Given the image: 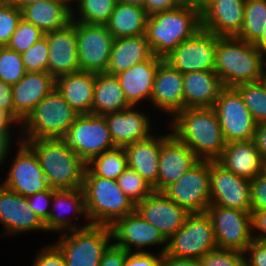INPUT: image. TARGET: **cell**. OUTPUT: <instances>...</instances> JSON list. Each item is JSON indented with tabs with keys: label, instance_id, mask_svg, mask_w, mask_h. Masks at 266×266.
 <instances>
[{
	"label": "cell",
	"instance_id": "ab89813d",
	"mask_svg": "<svg viewBox=\"0 0 266 266\" xmlns=\"http://www.w3.org/2000/svg\"><path fill=\"white\" fill-rule=\"evenodd\" d=\"M123 193L135 204L153 192V188L135 170L127 168L118 178Z\"/></svg>",
	"mask_w": 266,
	"mask_h": 266
},
{
	"label": "cell",
	"instance_id": "681fc988",
	"mask_svg": "<svg viewBox=\"0 0 266 266\" xmlns=\"http://www.w3.org/2000/svg\"><path fill=\"white\" fill-rule=\"evenodd\" d=\"M244 257L246 266H266V240L253 239Z\"/></svg>",
	"mask_w": 266,
	"mask_h": 266
},
{
	"label": "cell",
	"instance_id": "7a4b0ae2",
	"mask_svg": "<svg viewBox=\"0 0 266 266\" xmlns=\"http://www.w3.org/2000/svg\"><path fill=\"white\" fill-rule=\"evenodd\" d=\"M265 53L236 36H217L214 71L225 87L260 79Z\"/></svg>",
	"mask_w": 266,
	"mask_h": 266
},
{
	"label": "cell",
	"instance_id": "6125c7cd",
	"mask_svg": "<svg viewBox=\"0 0 266 266\" xmlns=\"http://www.w3.org/2000/svg\"><path fill=\"white\" fill-rule=\"evenodd\" d=\"M13 6L17 7L18 9L22 10L29 4H33L36 2L47 1V0H7Z\"/></svg>",
	"mask_w": 266,
	"mask_h": 266
},
{
	"label": "cell",
	"instance_id": "3957f363",
	"mask_svg": "<svg viewBox=\"0 0 266 266\" xmlns=\"http://www.w3.org/2000/svg\"><path fill=\"white\" fill-rule=\"evenodd\" d=\"M35 153L54 189H82L86 163L60 139L21 140Z\"/></svg>",
	"mask_w": 266,
	"mask_h": 266
},
{
	"label": "cell",
	"instance_id": "603a6c76",
	"mask_svg": "<svg viewBox=\"0 0 266 266\" xmlns=\"http://www.w3.org/2000/svg\"><path fill=\"white\" fill-rule=\"evenodd\" d=\"M199 159L190 148L171 135L162 145L159 156L157 183L152 187L155 192H162L176 182Z\"/></svg>",
	"mask_w": 266,
	"mask_h": 266
},
{
	"label": "cell",
	"instance_id": "9f6ffc18",
	"mask_svg": "<svg viewBox=\"0 0 266 266\" xmlns=\"http://www.w3.org/2000/svg\"><path fill=\"white\" fill-rule=\"evenodd\" d=\"M0 109L8 111L14 117L11 85L0 80Z\"/></svg>",
	"mask_w": 266,
	"mask_h": 266
},
{
	"label": "cell",
	"instance_id": "f546056e",
	"mask_svg": "<svg viewBox=\"0 0 266 266\" xmlns=\"http://www.w3.org/2000/svg\"><path fill=\"white\" fill-rule=\"evenodd\" d=\"M217 162L235 175L251 180L263 172L264 159L252 139L226 143Z\"/></svg>",
	"mask_w": 266,
	"mask_h": 266
},
{
	"label": "cell",
	"instance_id": "9c48e42d",
	"mask_svg": "<svg viewBox=\"0 0 266 266\" xmlns=\"http://www.w3.org/2000/svg\"><path fill=\"white\" fill-rule=\"evenodd\" d=\"M60 139L85 163L116 147L112 142L105 117L93 114L78 115Z\"/></svg>",
	"mask_w": 266,
	"mask_h": 266
},
{
	"label": "cell",
	"instance_id": "cb8c5ba5",
	"mask_svg": "<svg viewBox=\"0 0 266 266\" xmlns=\"http://www.w3.org/2000/svg\"><path fill=\"white\" fill-rule=\"evenodd\" d=\"M137 107L130 106L122 111L104 115L112 142L116 147H124L154 135L150 117L139 111Z\"/></svg>",
	"mask_w": 266,
	"mask_h": 266
},
{
	"label": "cell",
	"instance_id": "f5cc1de1",
	"mask_svg": "<svg viewBox=\"0 0 266 266\" xmlns=\"http://www.w3.org/2000/svg\"><path fill=\"white\" fill-rule=\"evenodd\" d=\"M252 237L257 240H266V208L251 209Z\"/></svg>",
	"mask_w": 266,
	"mask_h": 266
},
{
	"label": "cell",
	"instance_id": "ba28073f",
	"mask_svg": "<svg viewBox=\"0 0 266 266\" xmlns=\"http://www.w3.org/2000/svg\"><path fill=\"white\" fill-rule=\"evenodd\" d=\"M214 228L206 212L190 213L183 226L167 240L164 255L200 259L216 249Z\"/></svg>",
	"mask_w": 266,
	"mask_h": 266
},
{
	"label": "cell",
	"instance_id": "277c9868",
	"mask_svg": "<svg viewBox=\"0 0 266 266\" xmlns=\"http://www.w3.org/2000/svg\"><path fill=\"white\" fill-rule=\"evenodd\" d=\"M200 29L201 14L194 9L180 6L148 16L145 37L153 55L164 58Z\"/></svg>",
	"mask_w": 266,
	"mask_h": 266
},
{
	"label": "cell",
	"instance_id": "52a82bcc",
	"mask_svg": "<svg viewBox=\"0 0 266 266\" xmlns=\"http://www.w3.org/2000/svg\"><path fill=\"white\" fill-rule=\"evenodd\" d=\"M60 234L54 245L63 254L66 266H99L103 253L113 243L109 226L90 225Z\"/></svg>",
	"mask_w": 266,
	"mask_h": 266
},
{
	"label": "cell",
	"instance_id": "7c38bea8",
	"mask_svg": "<svg viewBox=\"0 0 266 266\" xmlns=\"http://www.w3.org/2000/svg\"><path fill=\"white\" fill-rule=\"evenodd\" d=\"M217 248L244 252L253 240L251 211L209 205Z\"/></svg>",
	"mask_w": 266,
	"mask_h": 266
},
{
	"label": "cell",
	"instance_id": "c3c4849f",
	"mask_svg": "<svg viewBox=\"0 0 266 266\" xmlns=\"http://www.w3.org/2000/svg\"><path fill=\"white\" fill-rule=\"evenodd\" d=\"M164 255L159 251L152 252H127L124 266H164Z\"/></svg>",
	"mask_w": 266,
	"mask_h": 266
},
{
	"label": "cell",
	"instance_id": "7dc6e473",
	"mask_svg": "<svg viewBox=\"0 0 266 266\" xmlns=\"http://www.w3.org/2000/svg\"><path fill=\"white\" fill-rule=\"evenodd\" d=\"M32 266H66L61 251L54 244H47L37 251Z\"/></svg>",
	"mask_w": 266,
	"mask_h": 266
},
{
	"label": "cell",
	"instance_id": "d6a6232c",
	"mask_svg": "<svg viewBox=\"0 0 266 266\" xmlns=\"http://www.w3.org/2000/svg\"><path fill=\"white\" fill-rule=\"evenodd\" d=\"M22 18L44 33L64 28L72 21V8L62 0H47L29 4L22 10Z\"/></svg>",
	"mask_w": 266,
	"mask_h": 266
},
{
	"label": "cell",
	"instance_id": "44dd1931",
	"mask_svg": "<svg viewBox=\"0 0 266 266\" xmlns=\"http://www.w3.org/2000/svg\"><path fill=\"white\" fill-rule=\"evenodd\" d=\"M45 36L49 48L47 72L56 79L80 71L74 24L46 32Z\"/></svg>",
	"mask_w": 266,
	"mask_h": 266
},
{
	"label": "cell",
	"instance_id": "e0dca14e",
	"mask_svg": "<svg viewBox=\"0 0 266 266\" xmlns=\"http://www.w3.org/2000/svg\"><path fill=\"white\" fill-rule=\"evenodd\" d=\"M210 205L251 211L250 180L210 161Z\"/></svg>",
	"mask_w": 266,
	"mask_h": 266
},
{
	"label": "cell",
	"instance_id": "03108f58",
	"mask_svg": "<svg viewBox=\"0 0 266 266\" xmlns=\"http://www.w3.org/2000/svg\"><path fill=\"white\" fill-rule=\"evenodd\" d=\"M259 82L266 89V55H265V58H264V61H263V67H262V71H261V76H260Z\"/></svg>",
	"mask_w": 266,
	"mask_h": 266
},
{
	"label": "cell",
	"instance_id": "6da1fadb",
	"mask_svg": "<svg viewBox=\"0 0 266 266\" xmlns=\"http://www.w3.org/2000/svg\"><path fill=\"white\" fill-rule=\"evenodd\" d=\"M171 134L202 161H217L226 141L213 107L185 108L170 119Z\"/></svg>",
	"mask_w": 266,
	"mask_h": 266
},
{
	"label": "cell",
	"instance_id": "be15d7a7",
	"mask_svg": "<svg viewBox=\"0 0 266 266\" xmlns=\"http://www.w3.org/2000/svg\"><path fill=\"white\" fill-rule=\"evenodd\" d=\"M261 52L266 54V27L263 30L262 36L254 44Z\"/></svg>",
	"mask_w": 266,
	"mask_h": 266
},
{
	"label": "cell",
	"instance_id": "7402d4cb",
	"mask_svg": "<svg viewBox=\"0 0 266 266\" xmlns=\"http://www.w3.org/2000/svg\"><path fill=\"white\" fill-rule=\"evenodd\" d=\"M55 88V78L48 72H26L11 85L14 118L21 124L29 113Z\"/></svg>",
	"mask_w": 266,
	"mask_h": 266
},
{
	"label": "cell",
	"instance_id": "4fadbf2b",
	"mask_svg": "<svg viewBox=\"0 0 266 266\" xmlns=\"http://www.w3.org/2000/svg\"><path fill=\"white\" fill-rule=\"evenodd\" d=\"M213 109L215 110L226 143L254 138L257 123L234 87H225Z\"/></svg>",
	"mask_w": 266,
	"mask_h": 266
},
{
	"label": "cell",
	"instance_id": "91938a15",
	"mask_svg": "<svg viewBox=\"0 0 266 266\" xmlns=\"http://www.w3.org/2000/svg\"><path fill=\"white\" fill-rule=\"evenodd\" d=\"M211 0H180V6L191 8L200 14L208 7Z\"/></svg>",
	"mask_w": 266,
	"mask_h": 266
},
{
	"label": "cell",
	"instance_id": "1f68e13d",
	"mask_svg": "<svg viewBox=\"0 0 266 266\" xmlns=\"http://www.w3.org/2000/svg\"><path fill=\"white\" fill-rule=\"evenodd\" d=\"M152 56L153 52L145 34L116 38L105 73L116 75L137 63L150 59Z\"/></svg>",
	"mask_w": 266,
	"mask_h": 266
},
{
	"label": "cell",
	"instance_id": "d4e9b609",
	"mask_svg": "<svg viewBox=\"0 0 266 266\" xmlns=\"http://www.w3.org/2000/svg\"><path fill=\"white\" fill-rule=\"evenodd\" d=\"M246 0H211L201 13V28L219 37L237 36L242 29Z\"/></svg>",
	"mask_w": 266,
	"mask_h": 266
},
{
	"label": "cell",
	"instance_id": "003e7915",
	"mask_svg": "<svg viewBox=\"0 0 266 266\" xmlns=\"http://www.w3.org/2000/svg\"><path fill=\"white\" fill-rule=\"evenodd\" d=\"M65 4H67L70 8H73L72 4H77L80 0H62ZM72 2V3H71ZM76 2V3H75Z\"/></svg>",
	"mask_w": 266,
	"mask_h": 266
},
{
	"label": "cell",
	"instance_id": "680465c9",
	"mask_svg": "<svg viewBox=\"0 0 266 266\" xmlns=\"http://www.w3.org/2000/svg\"><path fill=\"white\" fill-rule=\"evenodd\" d=\"M164 266H202L200 259L177 258L171 255H164Z\"/></svg>",
	"mask_w": 266,
	"mask_h": 266
},
{
	"label": "cell",
	"instance_id": "2e32d148",
	"mask_svg": "<svg viewBox=\"0 0 266 266\" xmlns=\"http://www.w3.org/2000/svg\"><path fill=\"white\" fill-rule=\"evenodd\" d=\"M17 144L18 150L11 160L8 175L0 183L24 197L47 190L49 185L34 151L23 141Z\"/></svg>",
	"mask_w": 266,
	"mask_h": 266
},
{
	"label": "cell",
	"instance_id": "484cf974",
	"mask_svg": "<svg viewBox=\"0 0 266 266\" xmlns=\"http://www.w3.org/2000/svg\"><path fill=\"white\" fill-rule=\"evenodd\" d=\"M150 103L171 118L185 109L183 74L164 60L158 65Z\"/></svg>",
	"mask_w": 266,
	"mask_h": 266
},
{
	"label": "cell",
	"instance_id": "f1b7e54d",
	"mask_svg": "<svg viewBox=\"0 0 266 266\" xmlns=\"http://www.w3.org/2000/svg\"><path fill=\"white\" fill-rule=\"evenodd\" d=\"M224 88L214 70L183 74L185 108L213 107Z\"/></svg>",
	"mask_w": 266,
	"mask_h": 266
},
{
	"label": "cell",
	"instance_id": "ffe728a7",
	"mask_svg": "<svg viewBox=\"0 0 266 266\" xmlns=\"http://www.w3.org/2000/svg\"><path fill=\"white\" fill-rule=\"evenodd\" d=\"M51 205L49 218L44 223L47 232L62 233V231L82 229L91 225L88 221L82 189H54ZM66 213L75 214V221L79 220L81 215L86 222L80 226V223L65 216Z\"/></svg>",
	"mask_w": 266,
	"mask_h": 266
},
{
	"label": "cell",
	"instance_id": "e575fe53",
	"mask_svg": "<svg viewBox=\"0 0 266 266\" xmlns=\"http://www.w3.org/2000/svg\"><path fill=\"white\" fill-rule=\"evenodd\" d=\"M147 17L143 7L116 3L106 26L114 39L143 35Z\"/></svg>",
	"mask_w": 266,
	"mask_h": 266
},
{
	"label": "cell",
	"instance_id": "bcb514c9",
	"mask_svg": "<svg viewBox=\"0 0 266 266\" xmlns=\"http://www.w3.org/2000/svg\"><path fill=\"white\" fill-rule=\"evenodd\" d=\"M54 193V188H48L45 191L37 192L34 195L27 197V201L33 212L45 223L50 214L51 201Z\"/></svg>",
	"mask_w": 266,
	"mask_h": 266
},
{
	"label": "cell",
	"instance_id": "11a10c76",
	"mask_svg": "<svg viewBox=\"0 0 266 266\" xmlns=\"http://www.w3.org/2000/svg\"><path fill=\"white\" fill-rule=\"evenodd\" d=\"M17 125L20 127V123L6 110L0 109V133L4 134L10 141L15 138L12 137V126Z\"/></svg>",
	"mask_w": 266,
	"mask_h": 266
},
{
	"label": "cell",
	"instance_id": "4dcf8cb0",
	"mask_svg": "<svg viewBox=\"0 0 266 266\" xmlns=\"http://www.w3.org/2000/svg\"><path fill=\"white\" fill-rule=\"evenodd\" d=\"M96 73L78 71L57 77L55 88L79 114H91Z\"/></svg>",
	"mask_w": 266,
	"mask_h": 266
},
{
	"label": "cell",
	"instance_id": "8992f818",
	"mask_svg": "<svg viewBox=\"0 0 266 266\" xmlns=\"http://www.w3.org/2000/svg\"><path fill=\"white\" fill-rule=\"evenodd\" d=\"M78 115L54 88L22 121L17 142L61 138Z\"/></svg>",
	"mask_w": 266,
	"mask_h": 266
},
{
	"label": "cell",
	"instance_id": "7bdbcfd3",
	"mask_svg": "<svg viewBox=\"0 0 266 266\" xmlns=\"http://www.w3.org/2000/svg\"><path fill=\"white\" fill-rule=\"evenodd\" d=\"M48 54V42L46 36H44L21 54L26 71L47 72Z\"/></svg>",
	"mask_w": 266,
	"mask_h": 266
},
{
	"label": "cell",
	"instance_id": "816d5d0a",
	"mask_svg": "<svg viewBox=\"0 0 266 266\" xmlns=\"http://www.w3.org/2000/svg\"><path fill=\"white\" fill-rule=\"evenodd\" d=\"M127 251L113 243L103 253L99 266H124Z\"/></svg>",
	"mask_w": 266,
	"mask_h": 266
},
{
	"label": "cell",
	"instance_id": "b9f144b4",
	"mask_svg": "<svg viewBox=\"0 0 266 266\" xmlns=\"http://www.w3.org/2000/svg\"><path fill=\"white\" fill-rule=\"evenodd\" d=\"M44 36L41 29L21 18L6 47L22 54Z\"/></svg>",
	"mask_w": 266,
	"mask_h": 266
},
{
	"label": "cell",
	"instance_id": "f35d334b",
	"mask_svg": "<svg viewBox=\"0 0 266 266\" xmlns=\"http://www.w3.org/2000/svg\"><path fill=\"white\" fill-rule=\"evenodd\" d=\"M241 95L257 124L266 121V89L259 82L241 83L234 87Z\"/></svg>",
	"mask_w": 266,
	"mask_h": 266
},
{
	"label": "cell",
	"instance_id": "d6986e66",
	"mask_svg": "<svg viewBox=\"0 0 266 266\" xmlns=\"http://www.w3.org/2000/svg\"><path fill=\"white\" fill-rule=\"evenodd\" d=\"M135 210L154 225L168 240L185 223L190 214L170 200L163 192L153 191L144 200L136 204Z\"/></svg>",
	"mask_w": 266,
	"mask_h": 266
},
{
	"label": "cell",
	"instance_id": "8fae6325",
	"mask_svg": "<svg viewBox=\"0 0 266 266\" xmlns=\"http://www.w3.org/2000/svg\"><path fill=\"white\" fill-rule=\"evenodd\" d=\"M71 22L75 26L80 71L105 73L115 40L107 26Z\"/></svg>",
	"mask_w": 266,
	"mask_h": 266
},
{
	"label": "cell",
	"instance_id": "836d02e7",
	"mask_svg": "<svg viewBox=\"0 0 266 266\" xmlns=\"http://www.w3.org/2000/svg\"><path fill=\"white\" fill-rule=\"evenodd\" d=\"M130 106L115 75L96 74L91 114L104 116Z\"/></svg>",
	"mask_w": 266,
	"mask_h": 266
},
{
	"label": "cell",
	"instance_id": "60d3db41",
	"mask_svg": "<svg viewBox=\"0 0 266 266\" xmlns=\"http://www.w3.org/2000/svg\"><path fill=\"white\" fill-rule=\"evenodd\" d=\"M26 69L20 53L0 48V80L6 84H16L26 74Z\"/></svg>",
	"mask_w": 266,
	"mask_h": 266
},
{
	"label": "cell",
	"instance_id": "ac0fdd59",
	"mask_svg": "<svg viewBox=\"0 0 266 266\" xmlns=\"http://www.w3.org/2000/svg\"><path fill=\"white\" fill-rule=\"evenodd\" d=\"M0 223L4 226L1 235L9 236L34 231H46L44 223L33 212L27 197L11 191L0 183Z\"/></svg>",
	"mask_w": 266,
	"mask_h": 266
},
{
	"label": "cell",
	"instance_id": "9a60e30c",
	"mask_svg": "<svg viewBox=\"0 0 266 266\" xmlns=\"http://www.w3.org/2000/svg\"><path fill=\"white\" fill-rule=\"evenodd\" d=\"M110 228L113 244L127 252H148L147 249L145 250L147 246L164 245L165 247H162L159 252L163 255L166 253L167 240L136 210L118 219Z\"/></svg>",
	"mask_w": 266,
	"mask_h": 266
},
{
	"label": "cell",
	"instance_id": "f6af8a7d",
	"mask_svg": "<svg viewBox=\"0 0 266 266\" xmlns=\"http://www.w3.org/2000/svg\"><path fill=\"white\" fill-rule=\"evenodd\" d=\"M202 266H246L244 252L216 248L200 258Z\"/></svg>",
	"mask_w": 266,
	"mask_h": 266
},
{
	"label": "cell",
	"instance_id": "e7e4bbea",
	"mask_svg": "<svg viewBox=\"0 0 266 266\" xmlns=\"http://www.w3.org/2000/svg\"><path fill=\"white\" fill-rule=\"evenodd\" d=\"M116 3L135 5L143 7L144 0H116Z\"/></svg>",
	"mask_w": 266,
	"mask_h": 266
},
{
	"label": "cell",
	"instance_id": "a7ac6f4b",
	"mask_svg": "<svg viewBox=\"0 0 266 266\" xmlns=\"http://www.w3.org/2000/svg\"><path fill=\"white\" fill-rule=\"evenodd\" d=\"M262 173L266 175V159L263 162V172Z\"/></svg>",
	"mask_w": 266,
	"mask_h": 266
},
{
	"label": "cell",
	"instance_id": "f907efd6",
	"mask_svg": "<svg viewBox=\"0 0 266 266\" xmlns=\"http://www.w3.org/2000/svg\"><path fill=\"white\" fill-rule=\"evenodd\" d=\"M252 209L266 208V175L258 174L250 180Z\"/></svg>",
	"mask_w": 266,
	"mask_h": 266
},
{
	"label": "cell",
	"instance_id": "db71d44e",
	"mask_svg": "<svg viewBox=\"0 0 266 266\" xmlns=\"http://www.w3.org/2000/svg\"><path fill=\"white\" fill-rule=\"evenodd\" d=\"M180 7V0H144L143 8L147 16Z\"/></svg>",
	"mask_w": 266,
	"mask_h": 266
},
{
	"label": "cell",
	"instance_id": "30bf717a",
	"mask_svg": "<svg viewBox=\"0 0 266 266\" xmlns=\"http://www.w3.org/2000/svg\"><path fill=\"white\" fill-rule=\"evenodd\" d=\"M162 192L189 213L206 212L210 205V161L199 160Z\"/></svg>",
	"mask_w": 266,
	"mask_h": 266
},
{
	"label": "cell",
	"instance_id": "8d00e7d4",
	"mask_svg": "<svg viewBox=\"0 0 266 266\" xmlns=\"http://www.w3.org/2000/svg\"><path fill=\"white\" fill-rule=\"evenodd\" d=\"M266 27V0H246L242 29L236 36L255 44Z\"/></svg>",
	"mask_w": 266,
	"mask_h": 266
},
{
	"label": "cell",
	"instance_id": "4316f807",
	"mask_svg": "<svg viewBox=\"0 0 266 266\" xmlns=\"http://www.w3.org/2000/svg\"><path fill=\"white\" fill-rule=\"evenodd\" d=\"M163 60V58L153 55L150 59L137 63L115 75L131 106H139L145 100L146 102L150 101L158 65Z\"/></svg>",
	"mask_w": 266,
	"mask_h": 266
},
{
	"label": "cell",
	"instance_id": "94428289",
	"mask_svg": "<svg viewBox=\"0 0 266 266\" xmlns=\"http://www.w3.org/2000/svg\"><path fill=\"white\" fill-rule=\"evenodd\" d=\"M12 142L4 134L0 133V165L9 157L8 154L11 152L9 149H12Z\"/></svg>",
	"mask_w": 266,
	"mask_h": 266
},
{
	"label": "cell",
	"instance_id": "ee69618b",
	"mask_svg": "<svg viewBox=\"0 0 266 266\" xmlns=\"http://www.w3.org/2000/svg\"><path fill=\"white\" fill-rule=\"evenodd\" d=\"M22 18V11L13 6L7 0L0 4V46L9 43L11 35L16 30L18 22Z\"/></svg>",
	"mask_w": 266,
	"mask_h": 266
},
{
	"label": "cell",
	"instance_id": "74e56055",
	"mask_svg": "<svg viewBox=\"0 0 266 266\" xmlns=\"http://www.w3.org/2000/svg\"><path fill=\"white\" fill-rule=\"evenodd\" d=\"M115 5L116 0H80L72 8V20L87 24L106 25Z\"/></svg>",
	"mask_w": 266,
	"mask_h": 266
},
{
	"label": "cell",
	"instance_id": "5b68a950",
	"mask_svg": "<svg viewBox=\"0 0 266 266\" xmlns=\"http://www.w3.org/2000/svg\"><path fill=\"white\" fill-rule=\"evenodd\" d=\"M82 191L91 225L110 227L135 211L136 204L123 193L117 180L84 176Z\"/></svg>",
	"mask_w": 266,
	"mask_h": 266
},
{
	"label": "cell",
	"instance_id": "5bb4252c",
	"mask_svg": "<svg viewBox=\"0 0 266 266\" xmlns=\"http://www.w3.org/2000/svg\"><path fill=\"white\" fill-rule=\"evenodd\" d=\"M216 47L217 36L201 28L193 37L182 41L163 59L182 74L210 71L215 68Z\"/></svg>",
	"mask_w": 266,
	"mask_h": 266
},
{
	"label": "cell",
	"instance_id": "d590c367",
	"mask_svg": "<svg viewBox=\"0 0 266 266\" xmlns=\"http://www.w3.org/2000/svg\"><path fill=\"white\" fill-rule=\"evenodd\" d=\"M127 168L128 163L124 147H114L86 163L84 176H99L117 180Z\"/></svg>",
	"mask_w": 266,
	"mask_h": 266
},
{
	"label": "cell",
	"instance_id": "6f0895ef",
	"mask_svg": "<svg viewBox=\"0 0 266 266\" xmlns=\"http://www.w3.org/2000/svg\"><path fill=\"white\" fill-rule=\"evenodd\" d=\"M253 141L262 158L266 159V121L257 124Z\"/></svg>",
	"mask_w": 266,
	"mask_h": 266
},
{
	"label": "cell",
	"instance_id": "83f0119b",
	"mask_svg": "<svg viewBox=\"0 0 266 266\" xmlns=\"http://www.w3.org/2000/svg\"><path fill=\"white\" fill-rule=\"evenodd\" d=\"M157 134L124 146L128 167L135 170L145 181L153 187L158 180L159 156L161 145L171 136Z\"/></svg>",
	"mask_w": 266,
	"mask_h": 266
}]
</instances>
